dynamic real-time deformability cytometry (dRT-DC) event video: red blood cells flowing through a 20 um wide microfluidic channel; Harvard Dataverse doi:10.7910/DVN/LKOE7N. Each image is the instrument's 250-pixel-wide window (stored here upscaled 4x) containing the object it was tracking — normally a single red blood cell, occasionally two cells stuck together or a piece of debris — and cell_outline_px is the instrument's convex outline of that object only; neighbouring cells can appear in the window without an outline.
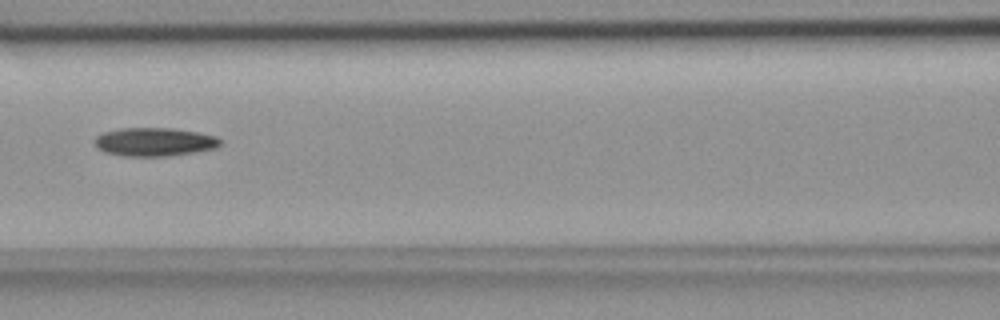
{"species": "common noctule bat (a hibernating species)", "species_latin": "Nyctalus noctula", "temperature_condition": "room temperature", "stored_images_in_passage": 36, "camera_frame_rate_fps": 3000, "um_per_image_px": 0.085, "animal": {"sex": "female", "body_mass_g": 18.4}, "frame": {"image": 1, "passage_image": 7, "time_ms": 2.0, "image_size_px": [1000, 320], "cell_outline_px": [[220, 144], [216, 148], [196, 152], [168, 156], [120, 156], [104, 152], [96, 144], [96, 136], [104, 132], [124, 128], [172, 128], [196, 132], [216, 136], [220, 140]], "centroid_in_image_um": [13.14, 12.07], "position_along_channel_um": 153.5, "area_um2": 20.69}}
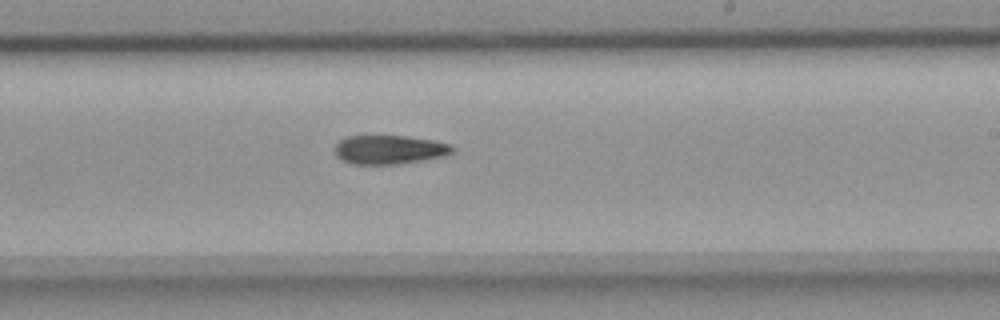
{"frame": {"image": 2, "passage_image": 15, "time_ms": 4.667, "image_size_px": [1000, 320], "cell_outline_px": [[456, 148], [448, 156], [400, 164], [352, 164], [340, 160], [336, 156], [336, 144], [340, 140], [348, 136], [404, 136], [432, 140], [448, 144]], "centroid_in_image_um": [33.11, 12.73], "position_along_channel_um": 255.9, "area_um2": 19.88}}
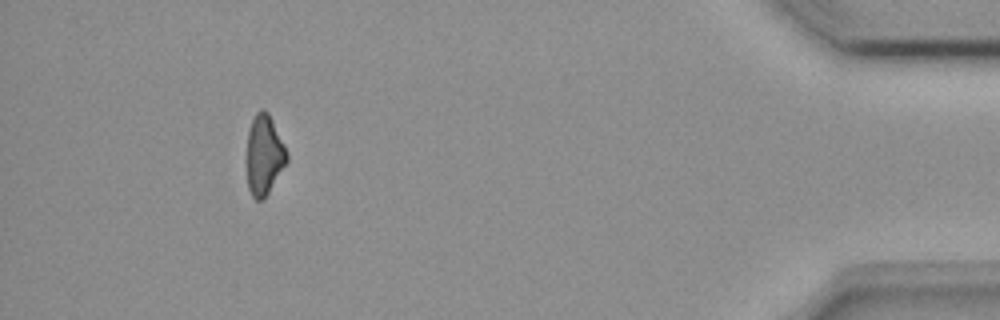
{"frame": {"image": 3, "passage_image": 32, "time_ms": 10.333, "image_size_px": [1000, 320], "cell_outline_px": [[288, 160], [264, 200], [256, 200], [252, 196], [248, 188], [248, 132], [252, 120], [256, 112], [260, 108], [264, 108], [268, 112], [288, 152]], "centroid_in_image_um": [22.47, 13.17], "position_along_channel_um": 412.7, "area_um2": 18.5}}